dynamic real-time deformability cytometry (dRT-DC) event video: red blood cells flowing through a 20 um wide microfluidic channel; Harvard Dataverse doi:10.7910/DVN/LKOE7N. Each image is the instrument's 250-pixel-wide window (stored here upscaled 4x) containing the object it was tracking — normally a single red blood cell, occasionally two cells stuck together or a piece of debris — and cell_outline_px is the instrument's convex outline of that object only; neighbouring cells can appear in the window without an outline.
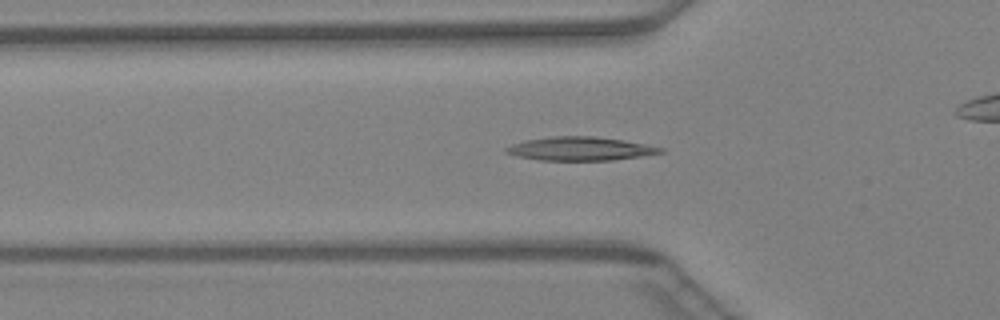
{"species": "Egyptian fruit bat (a non-hibernating species)", "species_latin": "Rousettus aegyptiacus", "temperature_condition": "warm", "stored_images_in_passage": 47, "camera_frame_rate_fps": 3000, "um_per_image_px": 0.085, "animal": {"sex": "female"}, "frame": {"image": 1, "passage_image": 16, "time_ms": 5.0, "image_size_px": [1000, 320], "cell_outline_px": [[664, 152], [640, 156], [612, 160], [540, 160], [516, 156], [504, 152], [504, 148], [512, 144], [524, 140], [552, 136], [592, 136], [620, 140], [644, 144], [664, 148]], "centroid_in_image_um": [49.25, 12.64], "position_along_channel_um": 76.5, "area_um2": 21.04}}
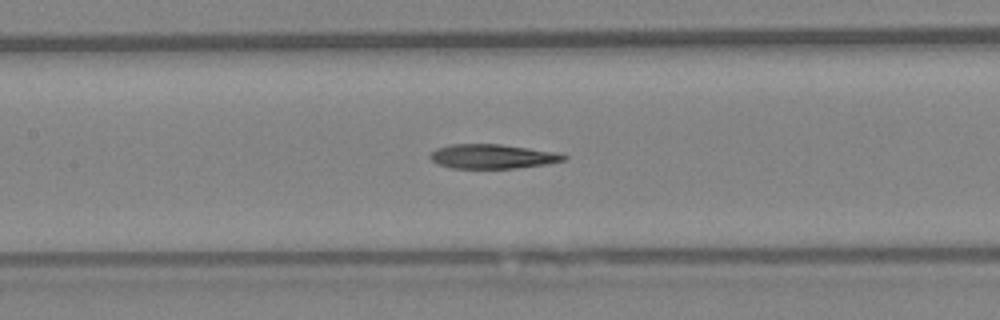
{"frame": {"image": 2, "passage_image": 22, "time_ms": 7.0, "image_size_px": [1000, 320], "cell_outline_px": [[568, 156], [564, 160], [544, 164], [516, 168], [452, 168], [440, 164], [432, 160], [428, 156], [436, 148], [448, 144], [500, 144], [560, 152]], "centroid_in_image_um": [41.87, 13.28], "position_along_channel_um": 165.5, "area_um2": 18.96}}
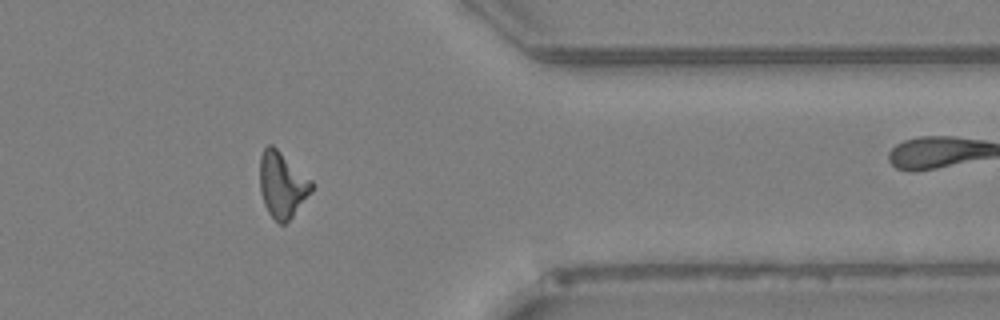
{"frame": {"image": 3, "passage_image": 38, "time_ms": 12.333, "image_size_px": [1000, 320], "cell_outline_px": [[312, 192], [292, 216], [284, 224], [280, 224], [268, 212], [264, 204], [260, 192], [260, 156], [264, 148], [268, 144], [272, 144], [312, 180]], "centroid_in_image_um": [23.98, 15.69], "position_along_channel_um": 387.4, "area_um2": 19.71}}